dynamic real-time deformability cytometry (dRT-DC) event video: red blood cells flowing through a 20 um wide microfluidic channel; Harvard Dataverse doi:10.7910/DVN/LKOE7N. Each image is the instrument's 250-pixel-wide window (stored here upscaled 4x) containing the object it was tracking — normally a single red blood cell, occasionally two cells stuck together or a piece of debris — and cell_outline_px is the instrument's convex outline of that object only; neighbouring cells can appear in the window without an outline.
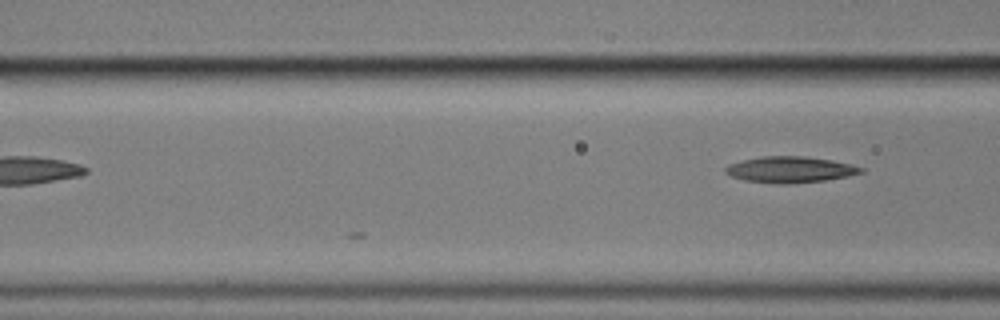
{"species": "common noctule bat (a hibernating species)", "species_latin": "Nyctalus noctula", "temperature_condition": "cold", "stored_images_in_passage": 3, "camera_frame_rate_fps": 3000, "um_per_image_px": 0.085, "animal": {"sex": "male", "body_mass_g": 17.9}, "frame": {"image": 1, "passage_image": 3, "time_ms": 2.333, "image_size_px": [1000, 320], "cell_outline_px": [[864, 172], [848, 176], [824, 180], [788, 184], [780, 184], [744, 180], [732, 176], [724, 172], [724, 168], [728, 164], [744, 160], [764, 156], [804, 156], [832, 160], [864, 168]], "centroid_in_image_um": [67.15, 14.41], "position_along_channel_um": 99.5, "area_um2": 20.46}}